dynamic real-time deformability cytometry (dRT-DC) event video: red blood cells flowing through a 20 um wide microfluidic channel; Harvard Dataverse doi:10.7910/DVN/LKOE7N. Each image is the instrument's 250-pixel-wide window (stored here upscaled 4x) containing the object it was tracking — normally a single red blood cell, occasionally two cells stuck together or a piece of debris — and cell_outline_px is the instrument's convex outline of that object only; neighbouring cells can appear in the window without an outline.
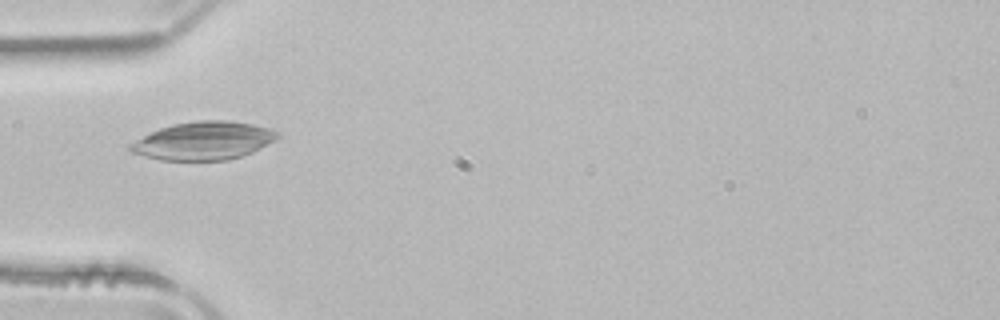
{"species": "common noctule bat (a hibernating species)", "species_latin": "Nyctalus noctula", "temperature_condition": "room temperature", "stored_images_in_passage": 3, "camera_frame_rate_fps": 3000, "um_per_image_px": 0.085, "animal": {"sex": "male", "body_mass_g": 21.5, "forearm_length_mm": 52.0}, "frame": {"image": 1, "passage_image": 3, "time_ms": 0.667, "image_size_px": [1000, 320], "cell_outline_px": [[280, 136], [276, 140], [252, 152], [228, 160], [160, 160], [144, 156], [132, 152], [128, 148], [128, 144], [160, 128], [172, 124], [196, 120], [232, 120], [252, 124], [268, 128], [280, 132]], "centroid_in_image_um": [17.32, 11.96], "position_along_channel_um": 67.7, "area_um2": 32.71}}